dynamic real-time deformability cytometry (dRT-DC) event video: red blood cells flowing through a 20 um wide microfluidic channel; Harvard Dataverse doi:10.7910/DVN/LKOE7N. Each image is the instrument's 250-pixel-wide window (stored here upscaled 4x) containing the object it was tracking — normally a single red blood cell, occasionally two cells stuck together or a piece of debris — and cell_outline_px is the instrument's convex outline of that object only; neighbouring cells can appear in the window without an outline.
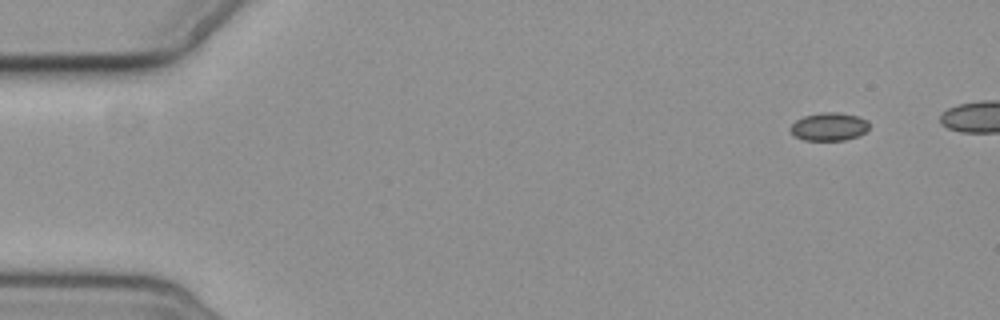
{"species": "common noctule bat (a hibernating species)", "species_latin": "Nyctalus noctula", "temperature_condition": "cold", "stored_images_in_passage": 7, "segment_of_instrument_passage": [1, 2], "camera_frame_rate_fps": 3000, "um_per_image_px": 0.085, "animal": {"sex": "female", "body_mass_g": 19.3, "forearm_length_mm": 54.1}, "frame": {"image": 1, "passage_image": 1, "time_ms": 0.0, "image_size_px": [1000, 320], "cell_outline_px": [[868, 128], [860, 136], [844, 140], [804, 140], [796, 136], [788, 128], [796, 120], [804, 116], [820, 112], [840, 112], [860, 116], [868, 120]], "centroid_in_image_um": [70.49, 10.75], "position_along_channel_um": 14.5, "area_um2": 13.01}}
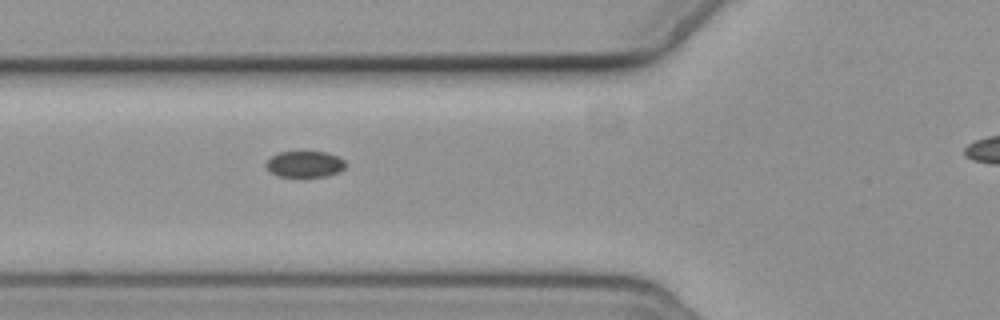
{"frame": {"image": 2, "passage_image": 6, "time_ms": 5.667, "image_size_px": [1000, 320], "cell_outline_px": [[344, 168], [340, 172], [328, 176], [276, 176], [268, 172], [264, 164], [272, 156], [280, 152], [328, 152], [344, 160]], "centroid_in_image_um": [25.87, 13.96], "position_along_channel_um": 99.9, "area_um2": 12.14}}